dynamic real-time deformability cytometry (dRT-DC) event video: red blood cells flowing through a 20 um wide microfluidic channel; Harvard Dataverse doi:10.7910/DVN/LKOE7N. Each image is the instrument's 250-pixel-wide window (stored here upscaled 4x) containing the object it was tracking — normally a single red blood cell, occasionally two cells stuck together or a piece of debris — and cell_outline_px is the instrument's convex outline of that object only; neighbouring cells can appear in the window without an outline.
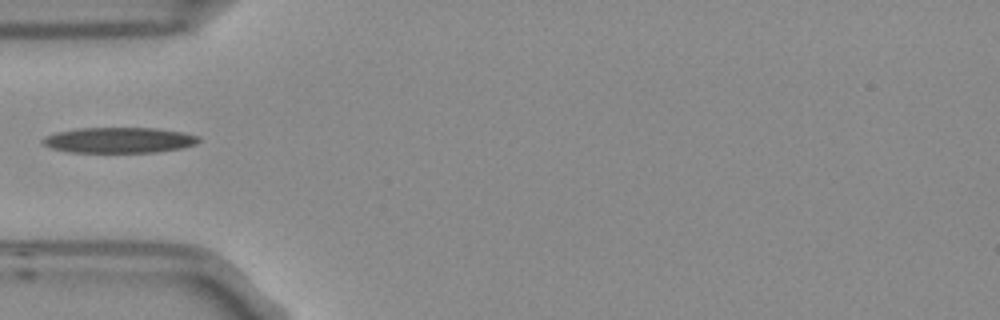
{"species": "Egyptian fruit bat (a non-hibernating species)", "species_latin": "Rousettus aegyptiacus", "temperature_condition": "room temperature", "stored_images_in_passage": 1, "camera_frame_rate_fps": 3000, "um_per_image_px": 0.085, "frame": {"image": 1, "passage_image": 1, "time_ms": 0.0, "image_size_px": [1000, 320], "cell_outline_px": [[200, 140], [196, 144], [180, 148], [156, 152], [68, 152], [48, 148], [40, 140], [44, 136], [56, 132], [76, 128], [156, 128], [184, 132], [200, 136]], "centroid_in_image_um": [10.09, 11.91], "position_along_channel_um": 74.9, "area_um2": 23.47}}